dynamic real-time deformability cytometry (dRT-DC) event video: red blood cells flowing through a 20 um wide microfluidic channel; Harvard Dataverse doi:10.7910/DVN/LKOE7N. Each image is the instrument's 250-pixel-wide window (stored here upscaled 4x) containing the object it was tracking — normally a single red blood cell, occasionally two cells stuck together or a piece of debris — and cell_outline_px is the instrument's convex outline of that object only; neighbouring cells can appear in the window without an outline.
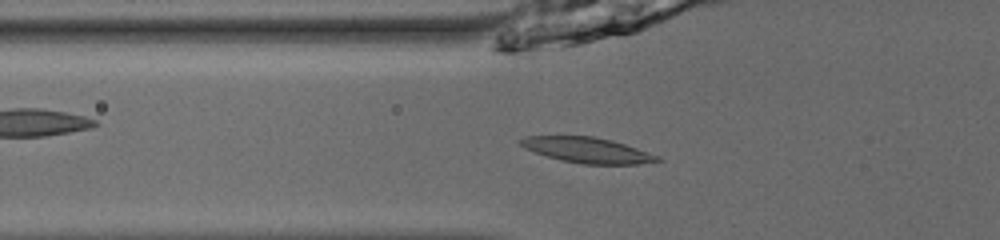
{"species": "common noctule bat (a hibernating species)", "species_latin": "Nyctalus noctula", "temperature_condition": "room temperature", "stored_images_in_passage": 51, "camera_frame_rate_fps": 3000, "um_per_image_px": 0.085, "animal": {"sex": "male", "body_mass_g": 13.0, "forearm_length_mm": 53.1}, "frame": {"image": 1, "passage_image": 20, "time_ms": 6.333, "image_size_px": [1000, 240], "cell_outline_px": [[664, 160], [640, 164], [584, 164], [560, 160], [524, 148], [516, 140], [524, 136], [592, 136], [612, 140], [660, 156]], "centroid_in_image_um": [49.92, 12.76], "position_along_channel_um": 75.9, "area_um2": 20.29}}
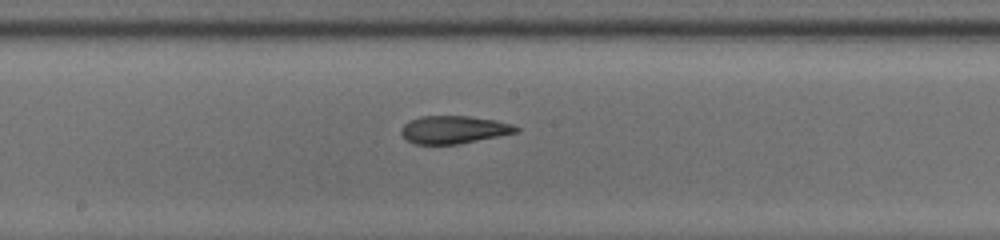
{"frame": {"image": 2, "passage_image": 30, "time_ms": 9.667, "image_size_px": [1000, 240], "cell_outline_px": [[520, 128], [516, 132], [456, 144], [412, 144], [400, 132], [404, 124], [420, 116], [468, 116], [496, 120], [512, 124]], "centroid_in_image_um": [38.55, 11.01], "position_along_channel_um": 209.7, "area_um2": 18.26}}
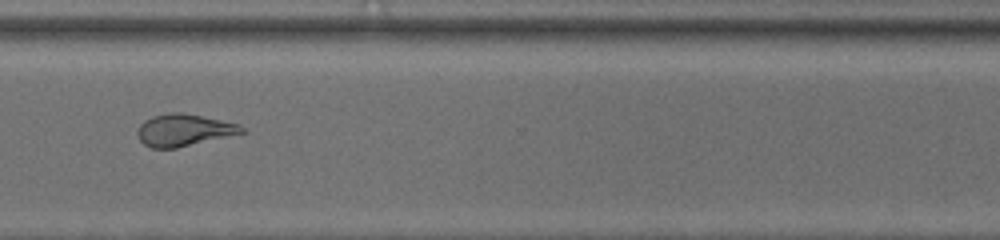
{"frame": {"image": 3, "passage_image": 41, "time_ms": 13.333, "image_size_px": [1000, 240], "cell_outline_px": [[248, 132], [176, 148], [152, 148], [144, 144], [136, 136], [136, 132], [140, 124], [144, 120], [152, 116], [172, 112], [184, 112], [240, 124]], "centroid_in_image_um": [15.63, 11.05], "position_along_channel_um": 355.0, "area_um2": 19.65}}